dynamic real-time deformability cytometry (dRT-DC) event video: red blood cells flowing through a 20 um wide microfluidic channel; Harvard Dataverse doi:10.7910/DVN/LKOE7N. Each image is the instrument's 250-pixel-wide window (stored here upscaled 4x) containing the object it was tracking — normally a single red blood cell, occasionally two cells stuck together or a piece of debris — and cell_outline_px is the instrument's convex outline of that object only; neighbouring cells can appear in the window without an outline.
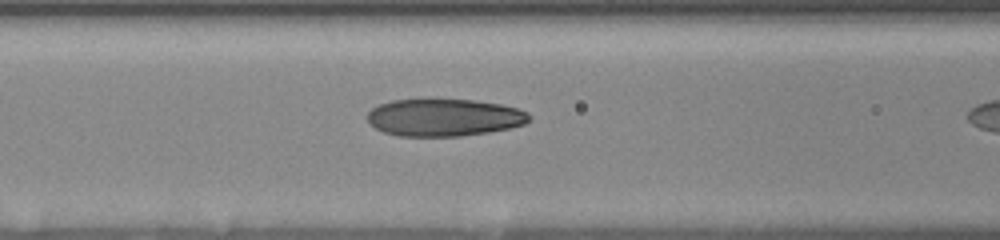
{"species": "human", "species_latin": "Homo sapiens", "temperature_condition": "room temperature", "stored_images_in_passage": 6, "camera_frame_rate_fps": 3000, "um_per_image_px": 0.085, "donor": {"sex": "female"}, "frame": {"image": 1, "passage_image": 5, "time_ms": 2.333, "image_size_px": [1000, 240], "cell_outline_px": [[532, 120], [524, 124], [508, 128], [488, 132], [460, 136], [400, 136], [384, 132], [376, 128], [368, 120], [368, 112], [372, 108], [380, 104], [392, 100], [428, 96], [432, 96], [472, 100], [500, 104], [516, 108], [528, 112], [532, 116]], "centroid_in_image_um": [37.74, 9.94], "position_along_channel_um": 128.9, "area_um2": 36.18}}